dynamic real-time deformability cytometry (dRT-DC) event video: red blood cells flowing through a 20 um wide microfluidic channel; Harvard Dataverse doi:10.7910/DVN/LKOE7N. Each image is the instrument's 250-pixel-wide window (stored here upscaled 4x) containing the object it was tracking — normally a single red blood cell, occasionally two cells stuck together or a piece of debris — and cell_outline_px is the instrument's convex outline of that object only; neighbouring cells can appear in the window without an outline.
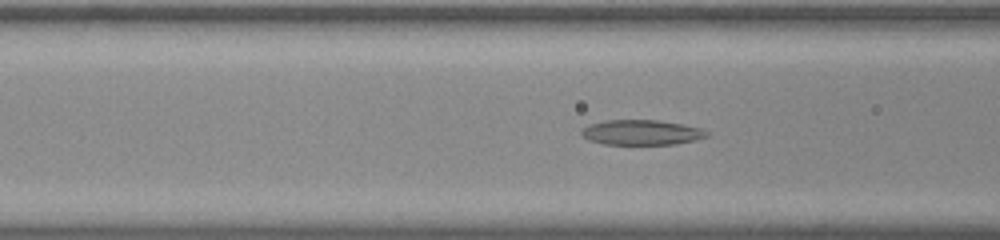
{"species": "common noctule bat (a hibernating species)", "species_latin": "Nyctalus noctula", "temperature_condition": "room temperature", "stored_images_in_passage": 50, "camera_frame_rate_fps": 3000, "um_per_image_px": 0.085, "animal": {"sex": "male", "body_mass_g": 20.0, "forearm_length_mm": 53.3}, "frame": {"image": 1, "passage_image": 18, "time_ms": 5.667, "image_size_px": [1000, 240], "cell_outline_px": [[708, 136], [696, 140], [676, 144], [604, 144], [588, 140], [580, 136], [580, 132], [588, 124], [608, 120], [656, 120], [684, 124], [700, 128], [708, 132]], "centroid_in_image_um": [54.51, 11.26], "position_along_channel_um": 112.1, "area_um2": 18.38}}
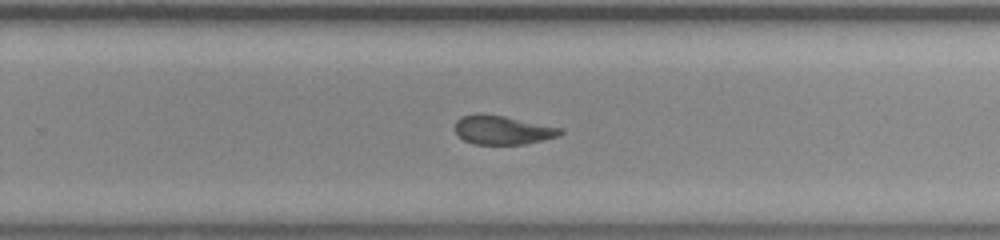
{"frame": {"image": 2, "passage_image": 32, "time_ms": 10.333, "image_size_px": [1000, 240], "cell_outline_px": [[564, 132], [560, 136], [524, 144], [472, 144], [464, 140], [456, 132], [456, 120], [460, 116], [476, 112], [480, 112], [504, 116], [564, 128]], "centroid_in_image_um": [42.73, 11.03], "position_along_channel_um": 287.1, "area_um2": 17.98}}
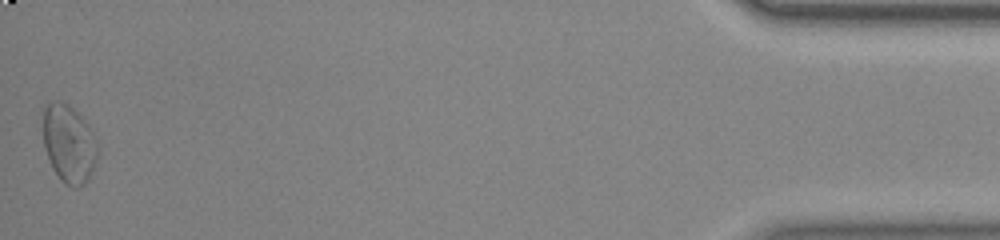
{"frame": {"image": 3, "passage_image": 50, "time_ms": 16.333, "image_size_px": [1000, 240], "cell_outline_px": [[100, 148], [92, 172], [88, 180], [84, 184], [76, 188], [72, 188], [64, 184], [60, 180], [52, 168], [44, 148], [44, 108], [52, 100], [60, 100], [68, 104], [88, 124]], "centroid_in_image_um": [5.87, 12.25], "position_along_channel_um": 429.3, "area_um2": 25.03}, "authors_computed_cell_mechanics": {"area_um2": 18.2937, "velocity_mm_per_s": 3.7591, "shape_relaxation_time_tau1_ms": null, "shape_relaxation_time_tau2_ms": 3.5668, "deformation_change_tau1": null, "deformation_change_tau2": 0.1164}}